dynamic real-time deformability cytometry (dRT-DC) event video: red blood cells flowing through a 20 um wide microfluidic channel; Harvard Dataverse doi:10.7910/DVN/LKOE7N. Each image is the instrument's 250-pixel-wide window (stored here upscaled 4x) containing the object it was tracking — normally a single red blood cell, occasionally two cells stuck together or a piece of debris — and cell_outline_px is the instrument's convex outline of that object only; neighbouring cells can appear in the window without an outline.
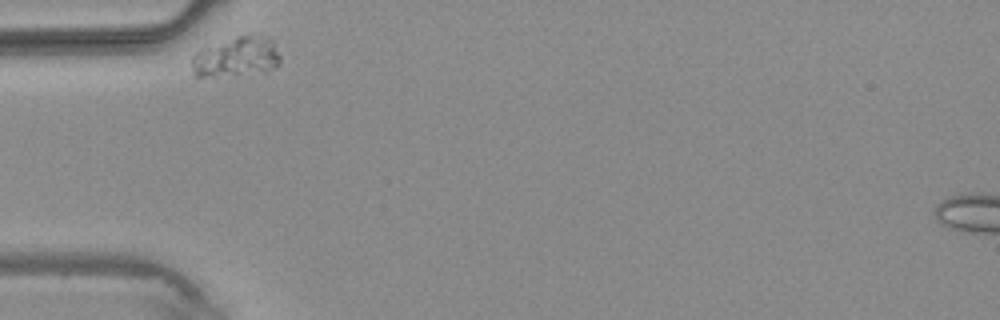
{"species": "common noctule bat (a hibernating species)", "species_latin": "Nyctalus noctula", "temperature_condition": "warm", "stored_images_in_passage": 5, "camera_frame_rate_fps": 3000, "um_per_image_px": 0.085, "animal": {"sex": "male", "body_mass_g": 20.4}, "frame": {"image": 1, "passage_image": 1, "time_ms": 0.0, "image_size_px": [1000, 320], "cell_outline_px": [[280, 64], [276, 68], [264, 72], [216, 76], [196, 76], [192, 68], [192, 56], [196, 52], [204, 48], [236, 36], [248, 32], [252, 32], [272, 40], [280, 56]], "centroid_in_image_um": [20.14, 4.81], "position_along_channel_um": 64.9, "area_um2": 20.69}}
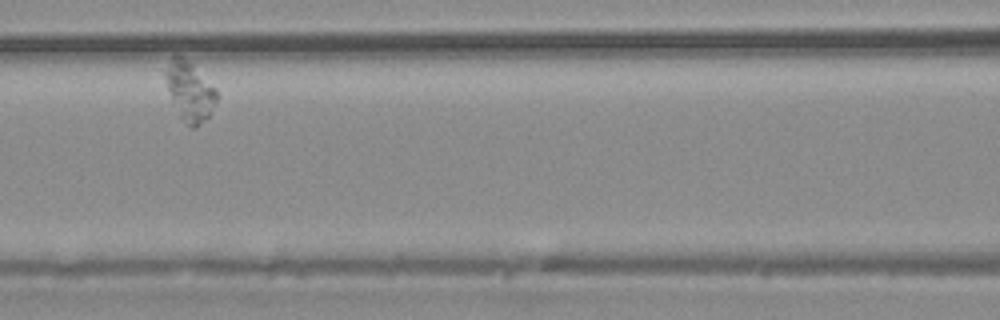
{"frame": {"image": 2, "passage_image": 3, "time_ms": 2.333, "image_size_px": [1000, 320], "cell_outline_px": [[216, 104], [208, 116], [196, 128], [192, 128], [180, 116], [172, 100], [168, 88], [164, 72], [172, 56], [180, 56], [192, 64], [216, 88]], "centroid_in_image_um": [16.14, 7.75], "position_along_channel_um": 150.5, "area_um2": 17.17}}
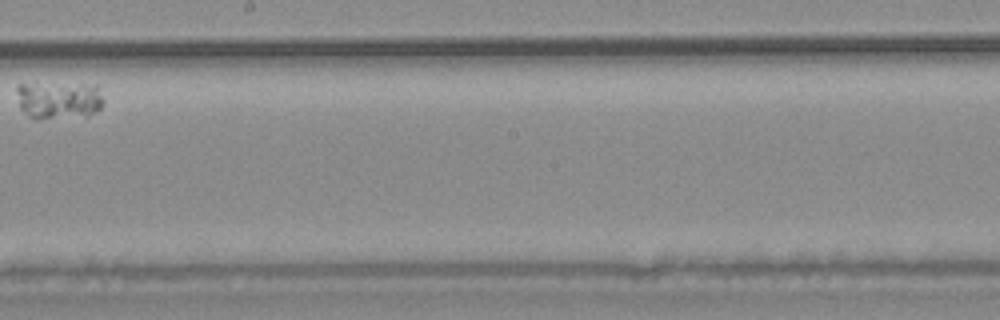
{"frame": {"image": 3, "passage_image": 5, "time_ms": 4.667, "image_size_px": [1000, 320], "cell_outline_px": [[104, 100], [100, 108], [88, 116], [40, 120], [36, 120], [28, 116], [20, 108], [16, 92], [16, 84], [96, 84]], "centroid_in_image_um": [4.98, 8.53], "position_along_channel_um": 243.2, "area_um2": 19.42}}